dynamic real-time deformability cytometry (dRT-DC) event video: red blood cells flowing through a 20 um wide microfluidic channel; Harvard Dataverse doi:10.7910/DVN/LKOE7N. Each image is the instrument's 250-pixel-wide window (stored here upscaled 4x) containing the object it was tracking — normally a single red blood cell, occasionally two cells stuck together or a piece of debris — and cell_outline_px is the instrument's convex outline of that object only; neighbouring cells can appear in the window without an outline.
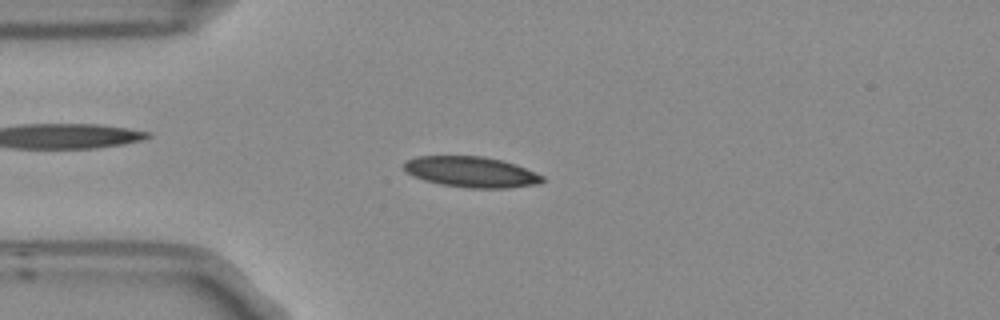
{"species": "Egyptian fruit bat (a non-hibernating species)", "species_latin": "Rousettus aegyptiacus", "temperature_condition": "room temperature", "stored_images_in_passage": 6, "camera_frame_rate_fps": 3000, "um_per_image_px": 0.085, "frame": {"image": 1, "passage_image": 3, "time_ms": 0.667, "image_size_px": [1000, 320], "cell_outline_px": [[544, 180], [540, 184], [508, 188], [468, 188], [440, 184], [424, 180], [412, 176], [404, 168], [404, 164], [408, 160], [416, 156], [484, 156], [504, 160], [516, 164], [544, 176]], "centroid_in_image_um": [40.09, 14.62], "position_along_channel_um": 44.9, "area_um2": 24.91}}